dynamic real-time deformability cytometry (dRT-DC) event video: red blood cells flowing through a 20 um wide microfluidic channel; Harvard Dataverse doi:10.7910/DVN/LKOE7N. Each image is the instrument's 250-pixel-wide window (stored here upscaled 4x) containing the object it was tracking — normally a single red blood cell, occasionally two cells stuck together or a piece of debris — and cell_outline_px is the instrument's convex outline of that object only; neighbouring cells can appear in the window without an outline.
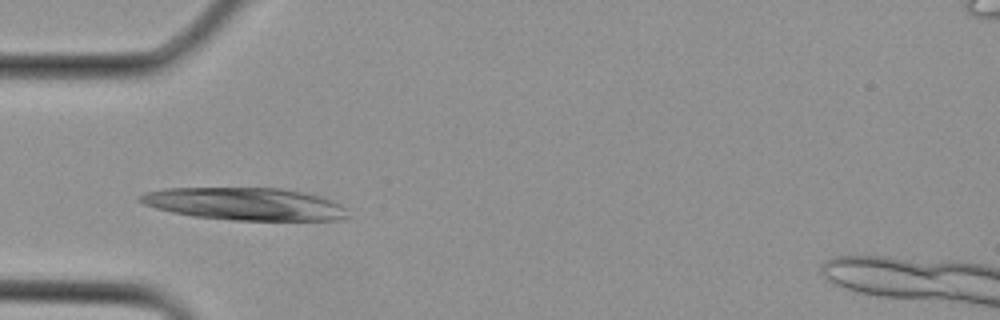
{"species": "Egyptian fruit bat (a non-hibernating species)", "species_latin": "Rousettus aegyptiacus", "temperature_condition": "cold", "stored_images_in_passage": 1, "camera_frame_rate_fps": 3000, "um_per_image_px": 0.085, "animal": {"sex": "female"}, "frame": {"image": 1, "passage_image": 1, "time_ms": 0.0, "image_size_px": [1000, 320], "cell_outline_px": [[348, 216], [336, 220], [232, 220], [196, 216], [172, 212], [156, 208], [144, 204], [136, 200], [136, 196], [144, 192], [164, 188], [280, 188], [304, 192], [324, 196], [348, 208]], "centroid_in_image_um": [20.82, 17.32], "position_along_channel_um": 64.2, "area_um2": 39.59}}